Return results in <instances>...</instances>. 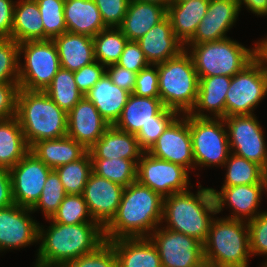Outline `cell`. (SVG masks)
I'll use <instances>...</instances> for the list:
<instances>
[{"label": "cell", "mask_w": 267, "mask_h": 267, "mask_svg": "<svg viewBox=\"0 0 267 267\" xmlns=\"http://www.w3.org/2000/svg\"><path fill=\"white\" fill-rule=\"evenodd\" d=\"M48 220L47 228L39 224L40 246L34 267H65L105 242L104 228L98 222L64 225Z\"/></svg>", "instance_id": "1"}, {"label": "cell", "mask_w": 267, "mask_h": 267, "mask_svg": "<svg viewBox=\"0 0 267 267\" xmlns=\"http://www.w3.org/2000/svg\"><path fill=\"white\" fill-rule=\"evenodd\" d=\"M202 267H214V266H210V265L204 264Z\"/></svg>", "instance_id": "60"}, {"label": "cell", "mask_w": 267, "mask_h": 267, "mask_svg": "<svg viewBox=\"0 0 267 267\" xmlns=\"http://www.w3.org/2000/svg\"><path fill=\"white\" fill-rule=\"evenodd\" d=\"M267 96V71L255 57L231 78L225 101V117L254 114Z\"/></svg>", "instance_id": "10"}, {"label": "cell", "mask_w": 267, "mask_h": 267, "mask_svg": "<svg viewBox=\"0 0 267 267\" xmlns=\"http://www.w3.org/2000/svg\"><path fill=\"white\" fill-rule=\"evenodd\" d=\"M165 109L160 98L139 97L131 93L120 117L113 126L136 135L142 126L154 121V116L160 115Z\"/></svg>", "instance_id": "28"}, {"label": "cell", "mask_w": 267, "mask_h": 267, "mask_svg": "<svg viewBox=\"0 0 267 267\" xmlns=\"http://www.w3.org/2000/svg\"><path fill=\"white\" fill-rule=\"evenodd\" d=\"M129 1H142V2H152L162 5L165 8H168L172 3V0H129Z\"/></svg>", "instance_id": "56"}, {"label": "cell", "mask_w": 267, "mask_h": 267, "mask_svg": "<svg viewBox=\"0 0 267 267\" xmlns=\"http://www.w3.org/2000/svg\"><path fill=\"white\" fill-rule=\"evenodd\" d=\"M30 208L12 204L0 208V252L25 248L38 243L39 222Z\"/></svg>", "instance_id": "16"}, {"label": "cell", "mask_w": 267, "mask_h": 267, "mask_svg": "<svg viewBox=\"0 0 267 267\" xmlns=\"http://www.w3.org/2000/svg\"><path fill=\"white\" fill-rule=\"evenodd\" d=\"M205 264L214 267H248L251 257L248 223L226 217L213 218L203 243Z\"/></svg>", "instance_id": "5"}, {"label": "cell", "mask_w": 267, "mask_h": 267, "mask_svg": "<svg viewBox=\"0 0 267 267\" xmlns=\"http://www.w3.org/2000/svg\"><path fill=\"white\" fill-rule=\"evenodd\" d=\"M264 263H261V267H267V260H264Z\"/></svg>", "instance_id": "57"}, {"label": "cell", "mask_w": 267, "mask_h": 267, "mask_svg": "<svg viewBox=\"0 0 267 267\" xmlns=\"http://www.w3.org/2000/svg\"><path fill=\"white\" fill-rule=\"evenodd\" d=\"M238 3L240 9L245 6L247 10L259 17L267 16V0H238Z\"/></svg>", "instance_id": "54"}, {"label": "cell", "mask_w": 267, "mask_h": 267, "mask_svg": "<svg viewBox=\"0 0 267 267\" xmlns=\"http://www.w3.org/2000/svg\"><path fill=\"white\" fill-rule=\"evenodd\" d=\"M183 1H186V0H172V3H178V2H183Z\"/></svg>", "instance_id": "58"}, {"label": "cell", "mask_w": 267, "mask_h": 267, "mask_svg": "<svg viewBox=\"0 0 267 267\" xmlns=\"http://www.w3.org/2000/svg\"><path fill=\"white\" fill-rule=\"evenodd\" d=\"M130 159H92V172L123 187L137 181V163Z\"/></svg>", "instance_id": "37"}, {"label": "cell", "mask_w": 267, "mask_h": 267, "mask_svg": "<svg viewBox=\"0 0 267 267\" xmlns=\"http://www.w3.org/2000/svg\"><path fill=\"white\" fill-rule=\"evenodd\" d=\"M157 68L159 98L164 106L179 115L189 114L199 90V76L192 56L183 50L177 57L157 64Z\"/></svg>", "instance_id": "6"}, {"label": "cell", "mask_w": 267, "mask_h": 267, "mask_svg": "<svg viewBox=\"0 0 267 267\" xmlns=\"http://www.w3.org/2000/svg\"><path fill=\"white\" fill-rule=\"evenodd\" d=\"M116 64L134 73H139L143 68L150 65L138 42L129 40Z\"/></svg>", "instance_id": "48"}, {"label": "cell", "mask_w": 267, "mask_h": 267, "mask_svg": "<svg viewBox=\"0 0 267 267\" xmlns=\"http://www.w3.org/2000/svg\"><path fill=\"white\" fill-rule=\"evenodd\" d=\"M124 188L93 172L89 176L82 195L93 220L103 228L115 216Z\"/></svg>", "instance_id": "18"}, {"label": "cell", "mask_w": 267, "mask_h": 267, "mask_svg": "<svg viewBox=\"0 0 267 267\" xmlns=\"http://www.w3.org/2000/svg\"><path fill=\"white\" fill-rule=\"evenodd\" d=\"M155 158L195 169L190 134V114L178 115L147 151Z\"/></svg>", "instance_id": "14"}, {"label": "cell", "mask_w": 267, "mask_h": 267, "mask_svg": "<svg viewBox=\"0 0 267 267\" xmlns=\"http://www.w3.org/2000/svg\"><path fill=\"white\" fill-rule=\"evenodd\" d=\"M19 89L18 83H0V119L16 116Z\"/></svg>", "instance_id": "50"}, {"label": "cell", "mask_w": 267, "mask_h": 267, "mask_svg": "<svg viewBox=\"0 0 267 267\" xmlns=\"http://www.w3.org/2000/svg\"><path fill=\"white\" fill-rule=\"evenodd\" d=\"M238 0H210L194 36L186 44H201L228 38V30L235 25L240 14Z\"/></svg>", "instance_id": "19"}, {"label": "cell", "mask_w": 267, "mask_h": 267, "mask_svg": "<svg viewBox=\"0 0 267 267\" xmlns=\"http://www.w3.org/2000/svg\"><path fill=\"white\" fill-rule=\"evenodd\" d=\"M29 150L17 117L0 119V167H14Z\"/></svg>", "instance_id": "33"}, {"label": "cell", "mask_w": 267, "mask_h": 267, "mask_svg": "<svg viewBox=\"0 0 267 267\" xmlns=\"http://www.w3.org/2000/svg\"><path fill=\"white\" fill-rule=\"evenodd\" d=\"M14 204L9 169L0 167V208Z\"/></svg>", "instance_id": "53"}, {"label": "cell", "mask_w": 267, "mask_h": 267, "mask_svg": "<svg viewBox=\"0 0 267 267\" xmlns=\"http://www.w3.org/2000/svg\"><path fill=\"white\" fill-rule=\"evenodd\" d=\"M231 78L230 76L199 77L197 100L189 114L199 118H224L226 95Z\"/></svg>", "instance_id": "22"}, {"label": "cell", "mask_w": 267, "mask_h": 267, "mask_svg": "<svg viewBox=\"0 0 267 267\" xmlns=\"http://www.w3.org/2000/svg\"><path fill=\"white\" fill-rule=\"evenodd\" d=\"M209 2L210 0H186L171 3L167 8L172 30L184 45L194 36L207 13Z\"/></svg>", "instance_id": "30"}, {"label": "cell", "mask_w": 267, "mask_h": 267, "mask_svg": "<svg viewBox=\"0 0 267 267\" xmlns=\"http://www.w3.org/2000/svg\"><path fill=\"white\" fill-rule=\"evenodd\" d=\"M178 115L176 111L166 108L160 115L154 116V121L142 126L140 131L135 135L140 148L144 152H147Z\"/></svg>", "instance_id": "43"}, {"label": "cell", "mask_w": 267, "mask_h": 267, "mask_svg": "<svg viewBox=\"0 0 267 267\" xmlns=\"http://www.w3.org/2000/svg\"><path fill=\"white\" fill-rule=\"evenodd\" d=\"M149 238L158 249L162 267H202L205 264L203 243L194 237L160 225Z\"/></svg>", "instance_id": "13"}, {"label": "cell", "mask_w": 267, "mask_h": 267, "mask_svg": "<svg viewBox=\"0 0 267 267\" xmlns=\"http://www.w3.org/2000/svg\"><path fill=\"white\" fill-rule=\"evenodd\" d=\"M110 127L85 96L67 113V136L89 150Z\"/></svg>", "instance_id": "20"}, {"label": "cell", "mask_w": 267, "mask_h": 267, "mask_svg": "<svg viewBox=\"0 0 267 267\" xmlns=\"http://www.w3.org/2000/svg\"><path fill=\"white\" fill-rule=\"evenodd\" d=\"M66 195L67 193L64 190V186L60 181L57 172L52 169L44 184L42 194L31 210L33 213L41 210L46 219H51L57 212L58 207Z\"/></svg>", "instance_id": "40"}, {"label": "cell", "mask_w": 267, "mask_h": 267, "mask_svg": "<svg viewBox=\"0 0 267 267\" xmlns=\"http://www.w3.org/2000/svg\"><path fill=\"white\" fill-rule=\"evenodd\" d=\"M117 256L118 267H162L159 252L149 237L108 241Z\"/></svg>", "instance_id": "24"}, {"label": "cell", "mask_w": 267, "mask_h": 267, "mask_svg": "<svg viewBox=\"0 0 267 267\" xmlns=\"http://www.w3.org/2000/svg\"><path fill=\"white\" fill-rule=\"evenodd\" d=\"M223 119L231 153L255 162L266 170L267 143L256 115H236Z\"/></svg>", "instance_id": "11"}, {"label": "cell", "mask_w": 267, "mask_h": 267, "mask_svg": "<svg viewBox=\"0 0 267 267\" xmlns=\"http://www.w3.org/2000/svg\"><path fill=\"white\" fill-rule=\"evenodd\" d=\"M44 92L67 113L84 97L77 88L74 72L64 68L58 70Z\"/></svg>", "instance_id": "34"}, {"label": "cell", "mask_w": 267, "mask_h": 267, "mask_svg": "<svg viewBox=\"0 0 267 267\" xmlns=\"http://www.w3.org/2000/svg\"><path fill=\"white\" fill-rule=\"evenodd\" d=\"M53 42L61 68L74 72L95 61L93 37L67 31L54 38Z\"/></svg>", "instance_id": "27"}, {"label": "cell", "mask_w": 267, "mask_h": 267, "mask_svg": "<svg viewBox=\"0 0 267 267\" xmlns=\"http://www.w3.org/2000/svg\"><path fill=\"white\" fill-rule=\"evenodd\" d=\"M130 94L112 83L110 77L105 73L84 96L93 103L100 115L112 126L120 117Z\"/></svg>", "instance_id": "25"}, {"label": "cell", "mask_w": 267, "mask_h": 267, "mask_svg": "<svg viewBox=\"0 0 267 267\" xmlns=\"http://www.w3.org/2000/svg\"><path fill=\"white\" fill-rule=\"evenodd\" d=\"M29 151L51 169L76 161L88 152L82 144L67 135L57 139L40 140L34 143Z\"/></svg>", "instance_id": "31"}, {"label": "cell", "mask_w": 267, "mask_h": 267, "mask_svg": "<svg viewBox=\"0 0 267 267\" xmlns=\"http://www.w3.org/2000/svg\"><path fill=\"white\" fill-rule=\"evenodd\" d=\"M256 57L261 61L267 71V37L258 40L256 43Z\"/></svg>", "instance_id": "55"}, {"label": "cell", "mask_w": 267, "mask_h": 267, "mask_svg": "<svg viewBox=\"0 0 267 267\" xmlns=\"http://www.w3.org/2000/svg\"><path fill=\"white\" fill-rule=\"evenodd\" d=\"M19 63V43L0 38V83H18Z\"/></svg>", "instance_id": "42"}, {"label": "cell", "mask_w": 267, "mask_h": 267, "mask_svg": "<svg viewBox=\"0 0 267 267\" xmlns=\"http://www.w3.org/2000/svg\"><path fill=\"white\" fill-rule=\"evenodd\" d=\"M106 27L118 28L125 17L129 0H93Z\"/></svg>", "instance_id": "46"}, {"label": "cell", "mask_w": 267, "mask_h": 267, "mask_svg": "<svg viewBox=\"0 0 267 267\" xmlns=\"http://www.w3.org/2000/svg\"><path fill=\"white\" fill-rule=\"evenodd\" d=\"M266 189H267V169L265 170Z\"/></svg>", "instance_id": "59"}, {"label": "cell", "mask_w": 267, "mask_h": 267, "mask_svg": "<svg viewBox=\"0 0 267 267\" xmlns=\"http://www.w3.org/2000/svg\"><path fill=\"white\" fill-rule=\"evenodd\" d=\"M64 18L68 32L94 37L107 27L93 0H65Z\"/></svg>", "instance_id": "29"}, {"label": "cell", "mask_w": 267, "mask_h": 267, "mask_svg": "<svg viewBox=\"0 0 267 267\" xmlns=\"http://www.w3.org/2000/svg\"><path fill=\"white\" fill-rule=\"evenodd\" d=\"M91 159L124 158L139 160L143 150L134 134L110 126L100 139L88 150Z\"/></svg>", "instance_id": "23"}, {"label": "cell", "mask_w": 267, "mask_h": 267, "mask_svg": "<svg viewBox=\"0 0 267 267\" xmlns=\"http://www.w3.org/2000/svg\"><path fill=\"white\" fill-rule=\"evenodd\" d=\"M217 214L211 188L198 183L196 194L190 189L163 198L165 228L194 237L204 243L209 227Z\"/></svg>", "instance_id": "3"}, {"label": "cell", "mask_w": 267, "mask_h": 267, "mask_svg": "<svg viewBox=\"0 0 267 267\" xmlns=\"http://www.w3.org/2000/svg\"><path fill=\"white\" fill-rule=\"evenodd\" d=\"M157 65H148L137 73L133 94L139 97L159 98Z\"/></svg>", "instance_id": "47"}, {"label": "cell", "mask_w": 267, "mask_h": 267, "mask_svg": "<svg viewBox=\"0 0 267 267\" xmlns=\"http://www.w3.org/2000/svg\"><path fill=\"white\" fill-rule=\"evenodd\" d=\"M167 16V8L160 4L130 1L127 12L118 27L129 41H137Z\"/></svg>", "instance_id": "26"}, {"label": "cell", "mask_w": 267, "mask_h": 267, "mask_svg": "<svg viewBox=\"0 0 267 267\" xmlns=\"http://www.w3.org/2000/svg\"><path fill=\"white\" fill-rule=\"evenodd\" d=\"M23 55V56H21ZM20 89L45 91L58 72L60 60L53 40H37L19 43Z\"/></svg>", "instance_id": "8"}, {"label": "cell", "mask_w": 267, "mask_h": 267, "mask_svg": "<svg viewBox=\"0 0 267 267\" xmlns=\"http://www.w3.org/2000/svg\"><path fill=\"white\" fill-rule=\"evenodd\" d=\"M67 194H83L84 187L92 173V159L89 151L80 159L54 169Z\"/></svg>", "instance_id": "38"}, {"label": "cell", "mask_w": 267, "mask_h": 267, "mask_svg": "<svg viewBox=\"0 0 267 267\" xmlns=\"http://www.w3.org/2000/svg\"><path fill=\"white\" fill-rule=\"evenodd\" d=\"M189 171L172 162L153 157L143 152L137 163V181L163 198L174 193L188 190L190 183Z\"/></svg>", "instance_id": "12"}, {"label": "cell", "mask_w": 267, "mask_h": 267, "mask_svg": "<svg viewBox=\"0 0 267 267\" xmlns=\"http://www.w3.org/2000/svg\"><path fill=\"white\" fill-rule=\"evenodd\" d=\"M247 48L230 37L201 44H185L199 77H233L256 57V45Z\"/></svg>", "instance_id": "7"}, {"label": "cell", "mask_w": 267, "mask_h": 267, "mask_svg": "<svg viewBox=\"0 0 267 267\" xmlns=\"http://www.w3.org/2000/svg\"><path fill=\"white\" fill-rule=\"evenodd\" d=\"M51 220L64 225L96 222L89 213L82 194H67Z\"/></svg>", "instance_id": "41"}, {"label": "cell", "mask_w": 267, "mask_h": 267, "mask_svg": "<svg viewBox=\"0 0 267 267\" xmlns=\"http://www.w3.org/2000/svg\"><path fill=\"white\" fill-rule=\"evenodd\" d=\"M128 38L119 28L107 27L93 37L94 57L102 65L116 64Z\"/></svg>", "instance_id": "35"}, {"label": "cell", "mask_w": 267, "mask_h": 267, "mask_svg": "<svg viewBox=\"0 0 267 267\" xmlns=\"http://www.w3.org/2000/svg\"><path fill=\"white\" fill-rule=\"evenodd\" d=\"M190 134L195 169L223 167L231 153L224 119L190 115Z\"/></svg>", "instance_id": "9"}, {"label": "cell", "mask_w": 267, "mask_h": 267, "mask_svg": "<svg viewBox=\"0 0 267 267\" xmlns=\"http://www.w3.org/2000/svg\"><path fill=\"white\" fill-rule=\"evenodd\" d=\"M137 42L151 65L177 57L185 50L184 44L174 34L168 16L153 26Z\"/></svg>", "instance_id": "21"}, {"label": "cell", "mask_w": 267, "mask_h": 267, "mask_svg": "<svg viewBox=\"0 0 267 267\" xmlns=\"http://www.w3.org/2000/svg\"><path fill=\"white\" fill-rule=\"evenodd\" d=\"M106 73L110 77L112 83L130 93H133L137 73L117 64L106 66Z\"/></svg>", "instance_id": "51"}, {"label": "cell", "mask_w": 267, "mask_h": 267, "mask_svg": "<svg viewBox=\"0 0 267 267\" xmlns=\"http://www.w3.org/2000/svg\"><path fill=\"white\" fill-rule=\"evenodd\" d=\"M211 190L215 198L217 214L228 206L232 214L230 213L226 218L248 222L262 213L258 207L261 204L262 194L267 192L266 179L264 178L258 184L222 186L221 191L214 188Z\"/></svg>", "instance_id": "17"}, {"label": "cell", "mask_w": 267, "mask_h": 267, "mask_svg": "<svg viewBox=\"0 0 267 267\" xmlns=\"http://www.w3.org/2000/svg\"><path fill=\"white\" fill-rule=\"evenodd\" d=\"M262 211L253 220L247 222L251 256L267 257V211Z\"/></svg>", "instance_id": "45"}, {"label": "cell", "mask_w": 267, "mask_h": 267, "mask_svg": "<svg viewBox=\"0 0 267 267\" xmlns=\"http://www.w3.org/2000/svg\"><path fill=\"white\" fill-rule=\"evenodd\" d=\"M105 73L106 67L96 60L85 65L80 70L74 71L77 88L85 95Z\"/></svg>", "instance_id": "49"}, {"label": "cell", "mask_w": 267, "mask_h": 267, "mask_svg": "<svg viewBox=\"0 0 267 267\" xmlns=\"http://www.w3.org/2000/svg\"><path fill=\"white\" fill-rule=\"evenodd\" d=\"M65 267H118L112 245L105 241L95 251L71 260Z\"/></svg>", "instance_id": "44"}, {"label": "cell", "mask_w": 267, "mask_h": 267, "mask_svg": "<svg viewBox=\"0 0 267 267\" xmlns=\"http://www.w3.org/2000/svg\"><path fill=\"white\" fill-rule=\"evenodd\" d=\"M226 168L222 186L258 184L265 178V170L255 162L230 153L223 165Z\"/></svg>", "instance_id": "36"}, {"label": "cell", "mask_w": 267, "mask_h": 267, "mask_svg": "<svg viewBox=\"0 0 267 267\" xmlns=\"http://www.w3.org/2000/svg\"><path fill=\"white\" fill-rule=\"evenodd\" d=\"M44 26V40H53L67 32L64 18L65 0H35Z\"/></svg>", "instance_id": "39"}, {"label": "cell", "mask_w": 267, "mask_h": 267, "mask_svg": "<svg viewBox=\"0 0 267 267\" xmlns=\"http://www.w3.org/2000/svg\"><path fill=\"white\" fill-rule=\"evenodd\" d=\"M163 197L138 181L124 188L115 216L104 227L105 241L149 237L162 224Z\"/></svg>", "instance_id": "2"}, {"label": "cell", "mask_w": 267, "mask_h": 267, "mask_svg": "<svg viewBox=\"0 0 267 267\" xmlns=\"http://www.w3.org/2000/svg\"><path fill=\"white\" fill-rule=\"evenodd\" d=\"M16 117L29 148L40 140L67 135V112L44 91L19 89Z\"/></svg>", "instance_id": "4"}, {"label": "cell", "mask_w": 267, "mask_h": 267, "mask_svg": "<svg viewBox=\"0 0 267 267\" xmlns=\"http://www.w3.org/2000/svg\"><path fill=\"white\" fill-rule=\"evenodd\" d=\"M11 39L17 43L44 40V26L35 0L16 1Z\"/></svg>", "instance_id": "32"}, {"label": "cell", "mask_w": 267, "mask_h": 267, "mask_svg": "<svg viewBox=\"0 0 267 267\" xmlns=\"http://www.w3.org/2000/svg\"><path fill=\"white\" fill-rule=\"evenodd\" d=\"M51 170L29 151L14 167L9 169L14 203L31 209L42 194Z\"/></svg>", "instance_id": "15"}, {"label": "cell", "mask_w": 267, "mask_h": 267, "mask_svg": "<svg viewBox=\"0 0 267 267\" xmlns=\"http://www.w3.org/2000/svg\"><path fill=\"white\" fill-rule=\"evenodd\" d=\"M16 1L0 0V38H11Z\"/></svg>", "instance_id": "52"}]
</instances>
